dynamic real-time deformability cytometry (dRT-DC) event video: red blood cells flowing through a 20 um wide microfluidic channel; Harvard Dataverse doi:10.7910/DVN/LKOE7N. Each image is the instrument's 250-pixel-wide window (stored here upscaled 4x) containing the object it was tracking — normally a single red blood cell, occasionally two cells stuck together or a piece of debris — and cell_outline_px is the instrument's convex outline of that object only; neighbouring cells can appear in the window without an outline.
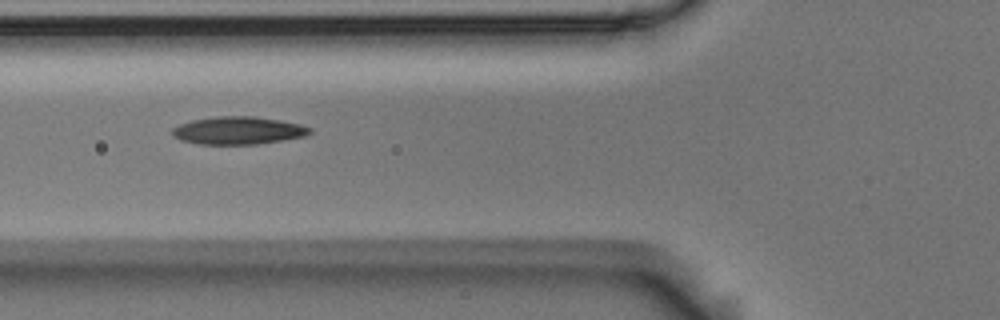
{"species": "Egyptian fruit bat (a non-hibernating species)", "species_latin": "Rousettus aegyptiacus", "temperature_condition": "room temperature", "stored_images_in_passage": 6, "camera_frame_rate_fps": 3000, "um_per_image_px": 0.085, "animal": {"sex": "male"}, "frame": {"image": 1, "passage_image": 5, "time_ms": 1.333, "image_size_px": [1000, 320], "cell_outline_px": [[312, 132], [304, 136], [256, 144], [200, 144], [180, 140], [172, 136], [172, 128], [180, 124], [192, 120], [216, 116], [256, 116], [280, 120], [300, 124], [312, 128]], "centroid_in_image_um": [20.23, 11.08], "position_along_channel_um": 105.6, "area_um2": 22.2}}
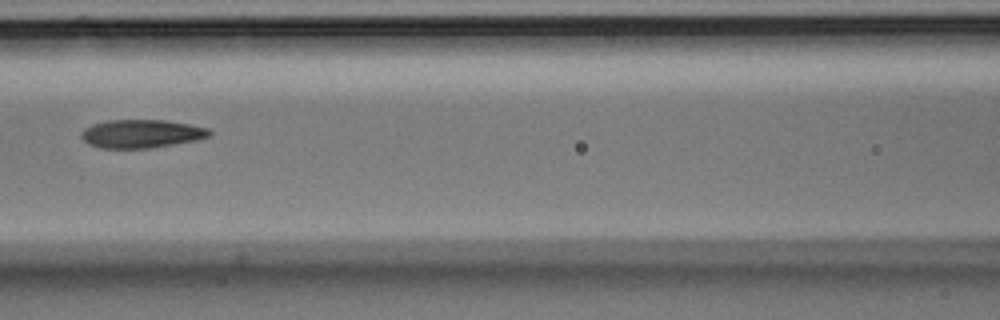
{"frame": {"image": 2, "passage_image": 6, "time_ms": 1.667, "image_size_px": [1000, 320], "cell_outline_px": [[212, 136], [196, 140], [148, 148], [100, 148], [88, 144], [80, 136], [80, 132], [84, 128], [92, 124], [108, 120], [164, 120], [188, 124], [208, 128], [212, 132]], "centroid_in_image_um": [12.0, 11.36], "position_along_channel_um": 154.6, "area_um2": 21.15}}